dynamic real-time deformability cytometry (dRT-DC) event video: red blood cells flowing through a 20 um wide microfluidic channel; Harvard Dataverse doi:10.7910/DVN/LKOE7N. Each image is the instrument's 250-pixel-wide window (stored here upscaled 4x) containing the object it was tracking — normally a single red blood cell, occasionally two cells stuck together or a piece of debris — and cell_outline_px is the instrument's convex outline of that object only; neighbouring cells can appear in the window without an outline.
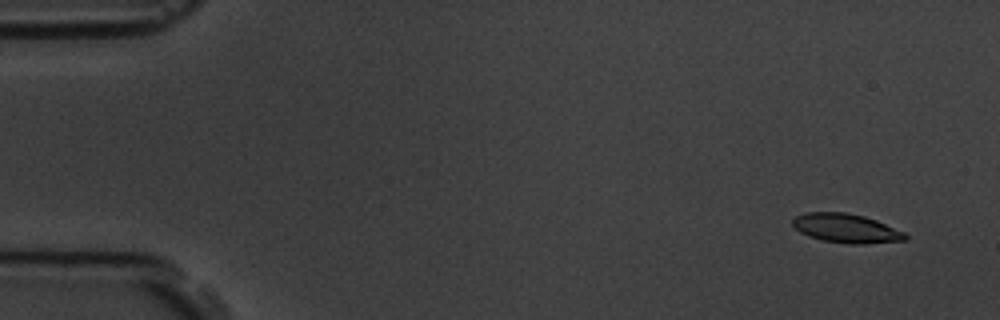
{"species": "common noctule bat (a hibernating species)", "species_latin": "Nyctalus noctula", "temperature_condition": "room temperature", "stored_images_in_passage": 6, "camera_frame_rate_fps": 3000, "um_per_image_px": 0.085, "animal": {"sex": "male", "body_mass_g": 19.5, "forearm_length_mm": 54.6}, "frame": {"image": 1, "passage_image": 1, "time_ms": 0.0, "image_size_px": [1000, 320], "cell_outline_px": [[908, 240], [864, 244], [848, 244], [824, 240], [808, 236], [800, 232], [792, 224], [792, 220], [796, 216], [804, 212], [844, 212], [864, 216], [876, 220], [904, 232], [908, 236]], "centroid_in_image_um": [71.93, 19.4], "position_along_channel_um": 13.1, "area_um2": 19.07}}
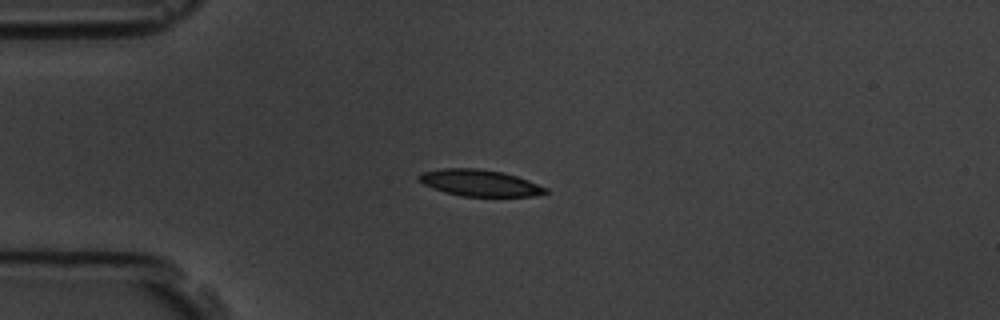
{"frame": {"image": 2, "passage_image": 4, "time_ms": 3.667, "image_size_px": [1000, 320], "cell_outline_px": [[548, 192], [532, 196], [460, 196], [444, 192], [432, 188], [424, 184], [416, 176], [424, 172], [444, 168], [476, 168], [500, 172], [516, 176], [528, 180], [548, 188]], "centroid_in_image_um": [40.77, 15.55], "position_along_channel_um": 44.2, "area_um2": 19.36}}
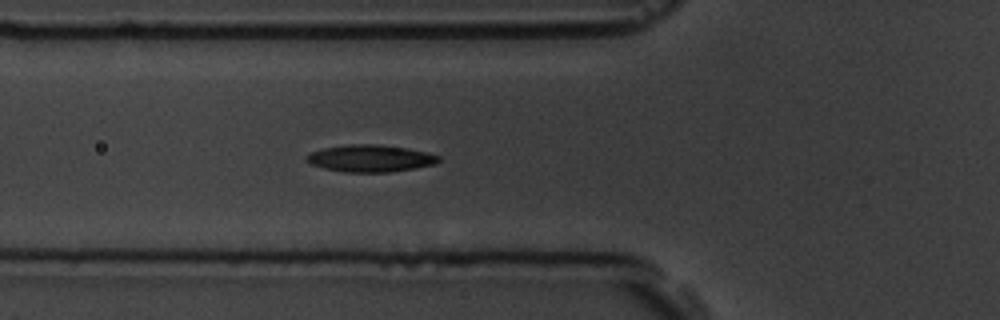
{"frame": {"image": 3, "passage_image": 6, "time_ms": 5.667, "image_size_px": [1000, 320], "cell_outline_px": [[440, 160], [432, 164], [416, 168], [388, 172], [344, 172], [324, 168], [312, 164], [304, 160], [304, 156], [312, 152], [324, 148], [348, 144], [376, 144], [404, 148], [428, 152], [440, 156]], "centroid_in_image_um": [31.45, 13.46], "position_along_channel_um": 94.3, "area_um2": 20.69}}